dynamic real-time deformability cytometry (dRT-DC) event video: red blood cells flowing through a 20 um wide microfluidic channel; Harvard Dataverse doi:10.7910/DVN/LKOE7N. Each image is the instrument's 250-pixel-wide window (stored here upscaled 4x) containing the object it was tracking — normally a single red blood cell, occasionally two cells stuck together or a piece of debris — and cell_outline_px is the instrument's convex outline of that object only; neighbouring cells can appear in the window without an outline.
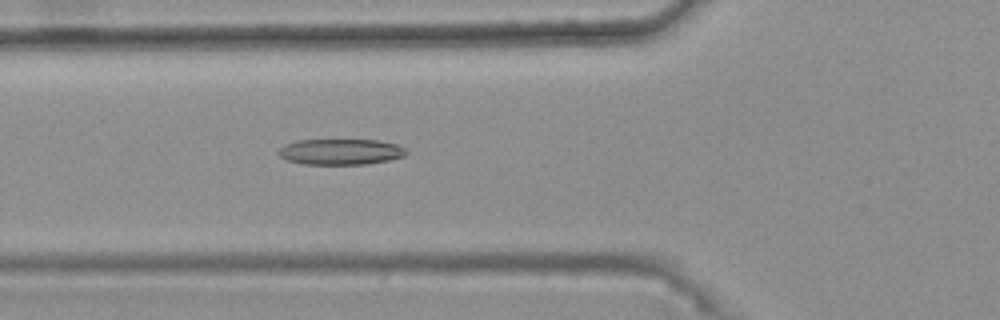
{"species": "common noctule bat (a hibernating species)", "species_latin": "Nyctalus noctula", "temperature_condition": "warm", "stored_images_in_passage": 21, "camera_frame_rate_fps": 3000, "um_per_image_px": 0.085, "animal": {"sex": "female", "body_mass_g": 25.1}, "frame": {"image": 1, "passage_image": 7, "time_ms": 2.0, "image_size_px": [1000, 320], "cell_outline_px": [[408, 152], [404, 156], [388, 160], [364, 164], [304, 164], [288, 160], [280, 156], [276, 152], [284, 144], [296, 140], [376, 140], [396, 144], [404, 148]], "centroid_in_image_um": [28.92, 12.89], "position_along_channel_um": 96.9, "area_um2": 19.13}}
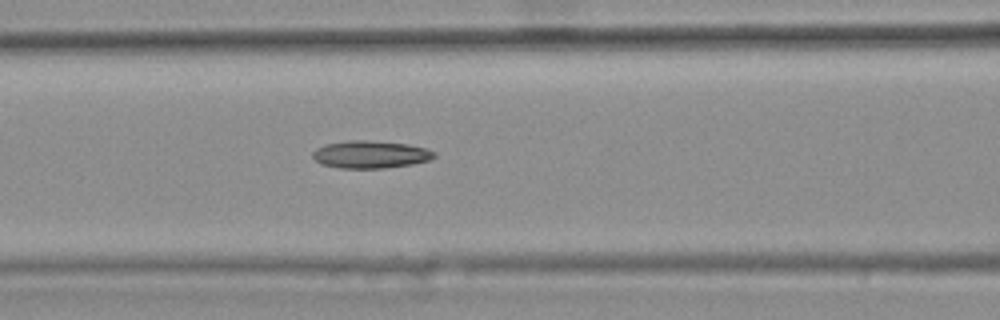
{"frame": {"image": 2, "passage_image": 10, "time_ms": 3.0, "image_size_px": [1000, 320], "cell_outline_px": [[436, 156], [428, 160], [412, 164], [384, 168], [340, 168], [320, 164], [312, 156], [312, 152], [316, 148], [324, 144], [348, 140], [368, 140], [408, 144], [424, 148], [436, 152]], "centroid_in_image_um": [31.46, 13.12], "position_along_channel_um": 135.1, "area_um2": 19.54}}
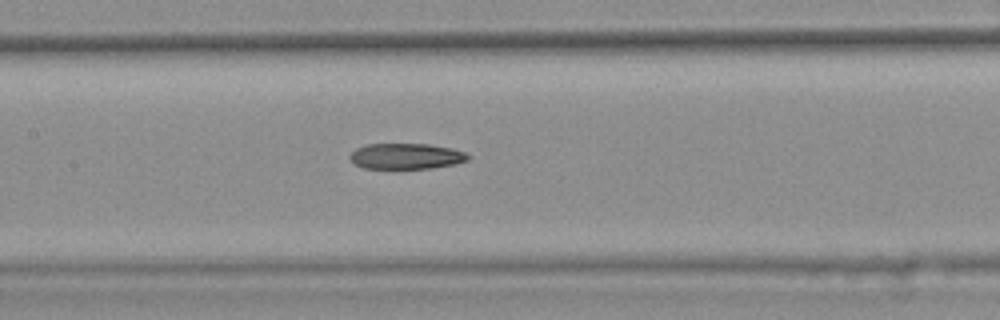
{"frame": {"image": 3, "passage_image": 13, "time_ms": 4.0, "image_size_px": [1000, 320], "cell_outline_px": [[472, 156], [468, 160], [456, 164], [432, 168], [364, 168], [356, 164], [348, 156], [356, 148], [368, 144], [428, 144], [452, 148], [464, 152]], "centroid_in_image_um": [34.56, 13.27], "position_along_channel_um": 172.8, "area_um2": 17.69}}